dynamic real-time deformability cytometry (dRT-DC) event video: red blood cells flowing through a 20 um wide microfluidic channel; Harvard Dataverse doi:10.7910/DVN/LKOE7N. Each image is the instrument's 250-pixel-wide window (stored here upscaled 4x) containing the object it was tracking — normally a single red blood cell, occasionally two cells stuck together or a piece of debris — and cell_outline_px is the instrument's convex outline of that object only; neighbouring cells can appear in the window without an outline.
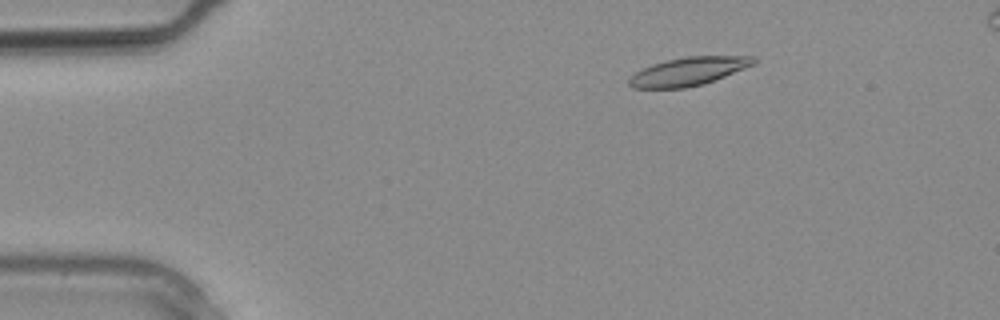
{"species": "common noctule bat (a hibernating species)", "species_latin": "Nyctalus noctula", "temperature_condition": "warm", "stored_images_in_passage": 25, "camera_frame_rate_fps": 3000, "um_per_image_px": 0.085, "animal": {"sex": "male", "body_mass_g": 20.4}, "frame": {"image": 1, "passage_image": 1, "time_ms": 0.0, "image_size_px": [1000, 320], "cell_outline_px": [[756, 64], [704, 84], [684, 88], [632, 88], [628, 84], [628, 80], [636, 72], [652, 64], [664, 60], [684, 56], [756, 56]], "centroid_in_image_um": [58.54, 6.06], "position_along_channel_um": 26.5, "area_um2": 20.63}}